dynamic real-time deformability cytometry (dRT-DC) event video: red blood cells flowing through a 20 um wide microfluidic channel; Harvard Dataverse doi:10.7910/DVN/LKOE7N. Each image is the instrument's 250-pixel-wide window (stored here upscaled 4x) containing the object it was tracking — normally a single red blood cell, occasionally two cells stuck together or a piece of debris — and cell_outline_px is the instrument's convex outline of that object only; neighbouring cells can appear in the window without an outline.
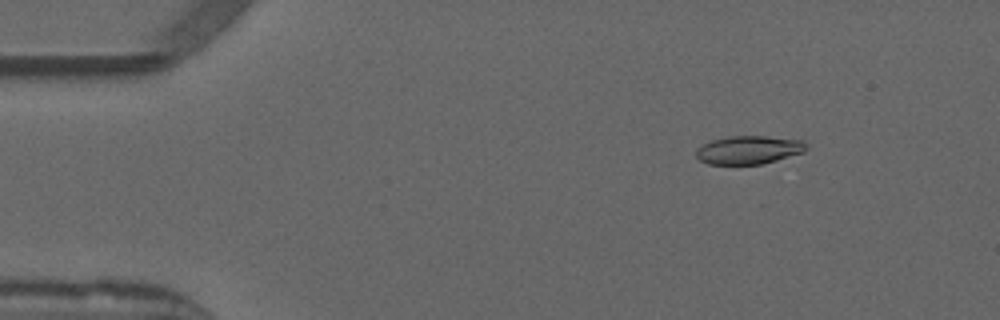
{"species": "common noctule bat (a hibernating species)", "species_latin": "Nyctalus noctula", "temperature_condition": "warm", "stored_images_in_passage": 27, "camera_frame_rate_fps": 3000, "um_per_image_px": 0.085, "animal": {"sex": "male", "forearm_length_mm": 52.5}, "frame": {"image": 1, "passage_image": 4, "time_ms": 1.0, "image_size_px": [1000, 320], "cell_outline_px": [[808, 148], [804, 152], [776, 160], [760, 164], [708, 164], [700, 160], [696, 156], [696, 152], [704, 144], [712, 140], [728, 136], [764, 136], [804, 140], [808, 144]], "centroid_in_image_um": [63.69, 12.73], "position_along_channel_um": 21.3, "area_um2": 18.09}}
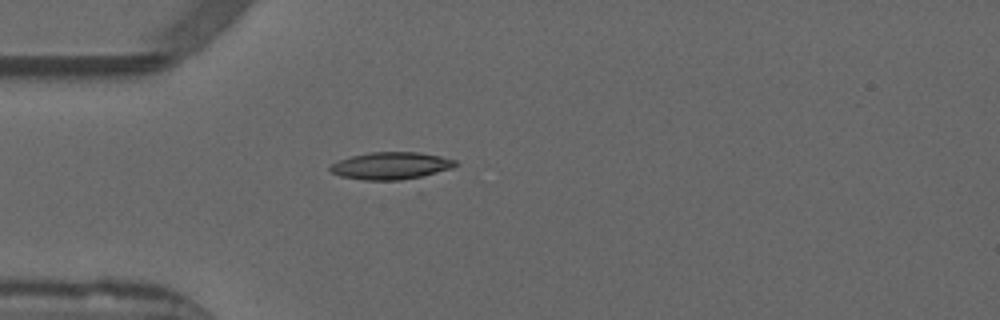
{"frame": {"image": 2, "passage_image": 12, "time_ms": 3.667, "image_size_px": [1000, 320], "cell_outline_px": [[456, 164], [452, 168], [412, 180], [364, 180], [340, 176], [332, 172], [328, 168], [332, 164], [340, 160], [352, 156], [372, 152], [420, 152], [440, 156], [456, 160]], "centroid_in_image_um": [33.26, 14.1], "position_along_channel_um": 51.7, "area_um2": 20.0}}
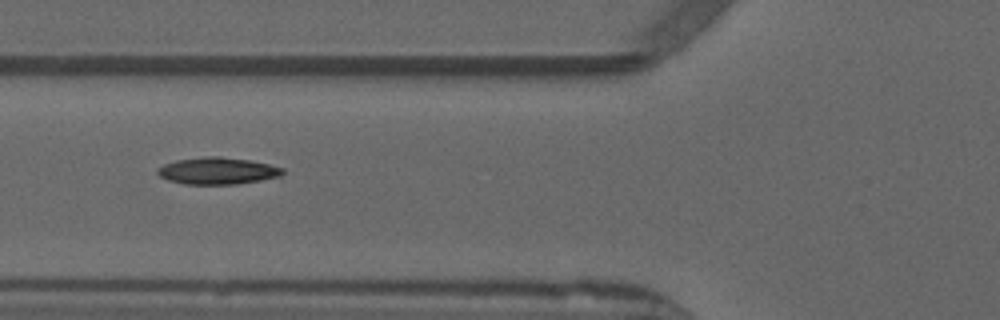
{"frame": {"image": 3, "passage_image": 17, "time_ms": 5.333, "image_size_px": [1000, 320], "cell_outline_px": [[284, 172], [280, 176], [260, 180], [236, 184], [184, 184], [168, 180], [160, 176], [156, 172], [156, 168], [164, 164], [176, 160], [204, 156], [220, 156], [248, 160], [268, 164], [284, 168]], "centroid_in_image_um": [18.45, 14.52], "position_along_channel_um": 107.3, "area_um2": 19.59}}